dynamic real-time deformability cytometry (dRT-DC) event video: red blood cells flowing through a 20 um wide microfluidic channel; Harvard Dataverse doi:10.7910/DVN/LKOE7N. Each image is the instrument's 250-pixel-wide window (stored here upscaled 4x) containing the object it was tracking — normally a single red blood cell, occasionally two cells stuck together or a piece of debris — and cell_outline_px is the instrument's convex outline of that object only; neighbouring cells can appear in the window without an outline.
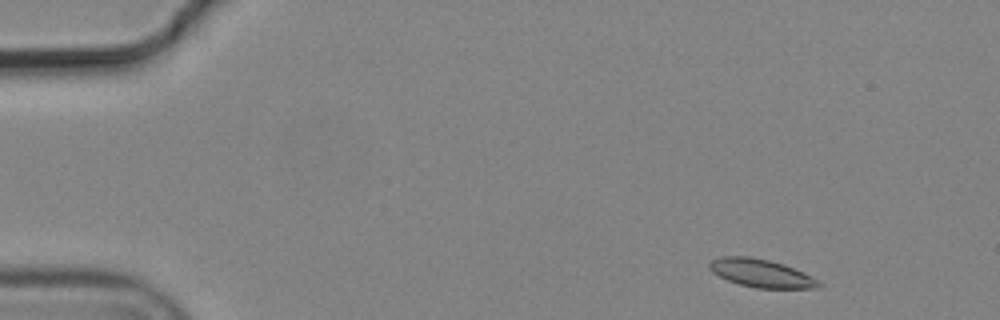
{"species": "common noctule bat (a hibernating species)", "species_latin": "Nyctalus noctula", "temperature_condition": "cold", "stored_images_in_passage": 4, "segment_of_instrument_passage": [2, 2], "camera_frame_rate_fps": 3000, "um_per_image_px": 0.085, "animal": {"sex": "male", "body_mass_g": 19.2, "forearm_length_mm": 51.8}, "frame": {"image": 1, "passage_image": 4, "time_ms": 1.0, "image_size_px": [1000, 320], "cell_outline_px": [[820, 288], [756, 288], [740, 284], [728, 280], [712, 272], [708, 268], [708, 264], [712, 260], [720, 256], [748, 256], [768, 260], [784, 264], [804, 272], [820, 280]], "centroid_in_image_um": [64.71, 23.22], "position_along_channel_um": 20.3, "area_um2": 17.92}}